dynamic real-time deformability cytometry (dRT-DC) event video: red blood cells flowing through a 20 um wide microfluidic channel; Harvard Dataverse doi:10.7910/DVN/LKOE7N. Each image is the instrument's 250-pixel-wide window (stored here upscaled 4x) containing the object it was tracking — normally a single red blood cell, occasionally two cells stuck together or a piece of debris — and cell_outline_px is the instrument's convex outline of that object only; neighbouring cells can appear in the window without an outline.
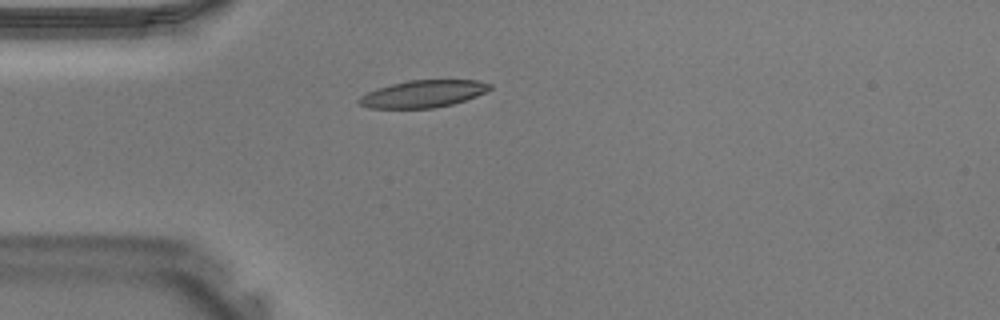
{"species": "Egyptian fruit bat (a non-hibernating species)", "species_latin": "Rousettus aegyptiacus", "temperature_condition": "warm", "stored_images_in_passage": 32, "camera_frame_rate_fps": 3000, "um_per_image_px": 0.085, "animal": {"sex": "male"}, "frame": {"image": 1, "passage_image": 2, "time_ms": 0.333, "image_size_px": [1000, 320], "cell_outline_px": [[492, 88], [476, 96], [452, 104], [436, 108], [368, 108], [360, 104], [356, 100], [360, 96], [368, 92], [392, 84], [408, 80], [480, 80], [492, 84]], "centroid_in_image_um": [35.98, 7.97], "position_along_channel_um": 49.0, "area_um2": 20.63}}
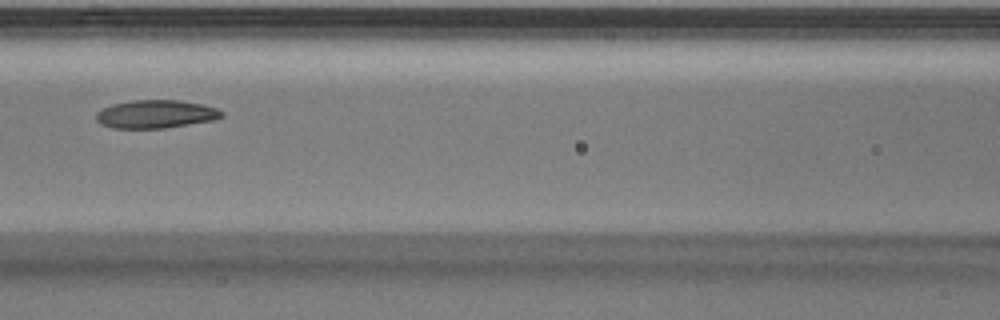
{"frame": {"image": 2, "passage_image": 9, "time_ms": 2.667, "image_size_px": [1000, 320], "cell_outline_px": [[224, 116], [212, 120], [164, 128], [112, 128], [100, 124], [96, 120], [96, 112], [112, 104], [132, 100], [180, 100], [200, 104], [216, 108], [224, 112]], "centroid_in_image_um": [13.21, 9.7], "position_along_channel_um": 153.4, "area_um2": 20.52}}
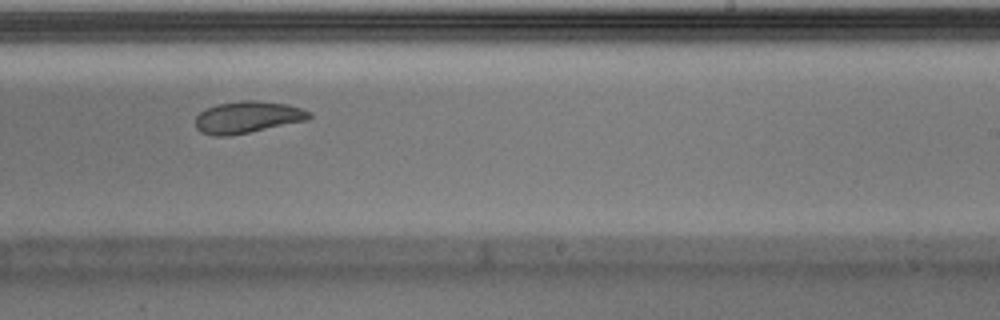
{"frame": {"image": 3, "passage_image": 16, "time_ms": 5.0, "image_size_px": [1000, 320], "cell_outline_px": [[312, 116], [308, 120], [228, 136], [212, 136], [200, 132], [196, 128], [196, 116], [200, 112], [216, 104], [248, 100], [252, 100], [288, 104], [312, 112]], "centroid_in_image_um": [21.04, 9.96], "position_along_channel_um": 268.0, "area_um2": 20.98}}